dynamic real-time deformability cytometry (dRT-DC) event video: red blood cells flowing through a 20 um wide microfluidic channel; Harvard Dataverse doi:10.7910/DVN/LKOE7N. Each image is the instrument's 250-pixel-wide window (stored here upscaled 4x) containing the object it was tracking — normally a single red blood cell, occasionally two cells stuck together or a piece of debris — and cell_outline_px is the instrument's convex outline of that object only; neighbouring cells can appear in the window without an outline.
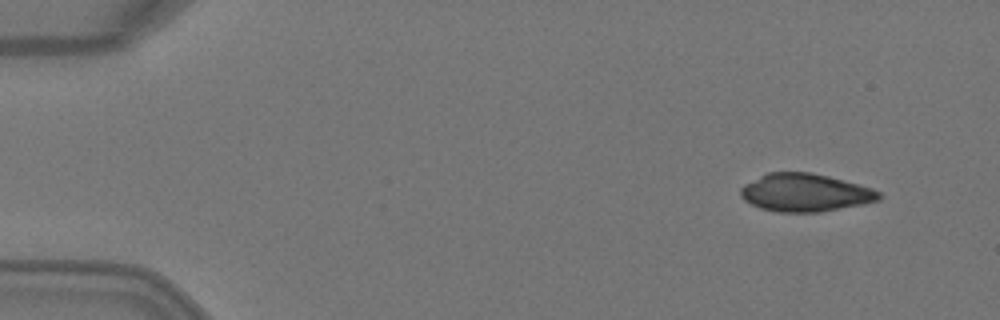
{"species": "Egyptian fruit bat (a non-hibernating species)", "species_latin": "Rousettus aegyptiacus", "temperature_condition": "warm", "stored_images_in_passage": 3, "camera_frame_rate_fps": 3000, "um_per_image_px": 0.085, "animal": {"sex": "female"}, "frame": {"image": 1, "passage_image": 1, "time_ms": 0.0, "image_size_px": [1000, 320], "cell_outline_px": [[880, 200], [864, 204], [820, 212], [776, 212], [760, 208], [744, 200], [740, 196], [740, 188], [744, 184], [768, 172], [812, 172], [828, 176], [872, 188], [880, 192]], "centroid_in_image_um": [68.42, 16.38], "position_along_channel_um": 16.6, "area_um2": 30.58}}